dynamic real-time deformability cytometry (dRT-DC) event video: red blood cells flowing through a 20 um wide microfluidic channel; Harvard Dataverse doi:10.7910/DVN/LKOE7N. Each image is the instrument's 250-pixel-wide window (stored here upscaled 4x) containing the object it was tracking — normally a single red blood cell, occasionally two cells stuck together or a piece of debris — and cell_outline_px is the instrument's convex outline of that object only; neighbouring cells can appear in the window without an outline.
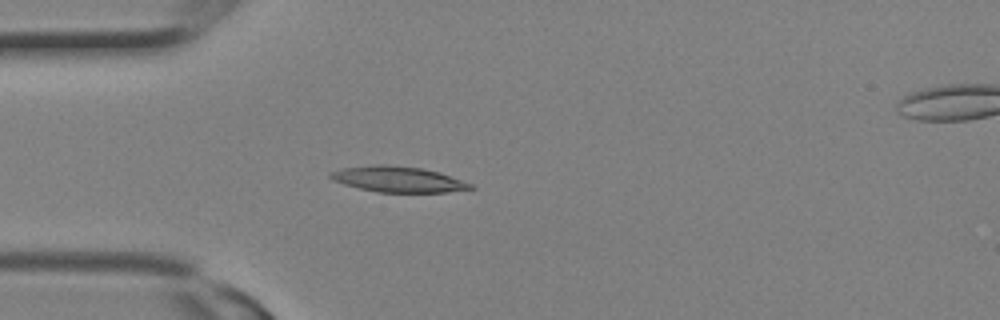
{"species": "Egyptian fruit bat (a non-hibernating species)", "species_latin": "Rousettus aegyptiacus", "temperature_condition": "room temperature", "stored_images_in_passage": 4, "camera_frame_rate_fps": 3000, "um_per_image_px": 0.085, "animal": {"sex": "female"}, "frame": {"image": 1, "passage_image": 3, "time_ms": 0.667, "image_size_px": [1000, 320], "cell_outline_px": [[476, 188], [448, 192], [376, 192], [344, 184], [332, 180], [328, 176], [328, 172], [344, 168], [376, 164], [384, 164], [424, 168], [440, 172], [472, 184]], "centroid_in_image_um": [33.83, 15.23], "position_along_channel_um": 51.2, "area_um2": 21.04}}